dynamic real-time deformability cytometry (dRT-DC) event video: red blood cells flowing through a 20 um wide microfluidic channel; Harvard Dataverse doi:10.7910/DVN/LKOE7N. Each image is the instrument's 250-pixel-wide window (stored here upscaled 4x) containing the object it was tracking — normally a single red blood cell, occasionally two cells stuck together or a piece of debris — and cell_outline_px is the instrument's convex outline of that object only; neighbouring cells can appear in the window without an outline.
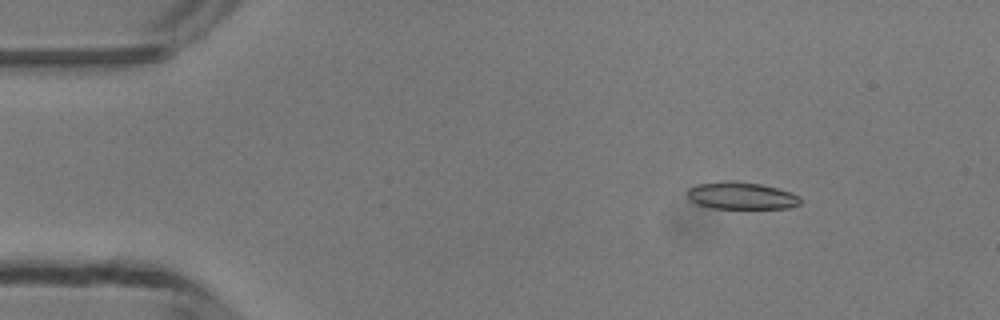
{"species": "common noctule bat (a hibernating species)", "species_latin": "Nyctalus noctula", "temperature_condition": "room temperature", "stored_images_in_passage": 49, "camera_frame_rate_fps": 3000, "um_per_image_px": 0.085, "animal": {"sex": "male", "body_mass_g": 13.3}, "frame": {"image": 1, "passage_image": 7, "time_ms": 2.0, "image_size_px": [1000, 320], "cell_outline_px": [[800, 204], [788, 208], [712, 208], [696, 204], [688, 196], [688, 188], [696, 184], [724, 180], [736, 180], [760, 184], [776, 188], [800, 196]], "centroid_in_image_um": [62.98, 16.62], "position_along_channel_um": 22.0, "area_um2": 17.92}}
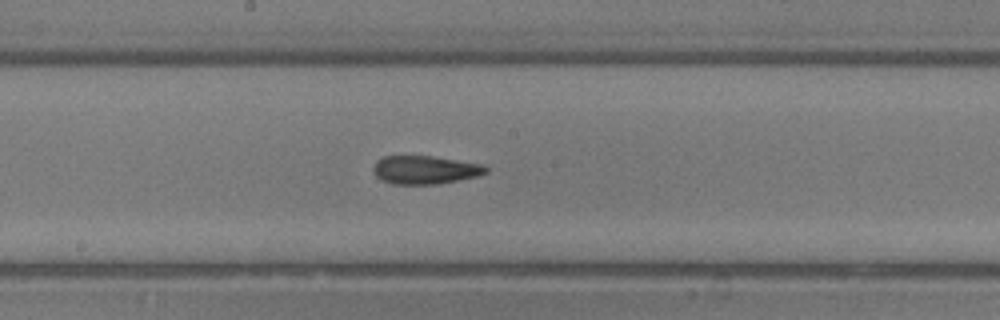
{"frame": {"image": 2, "passage_image": 26, "time_ms": 8.333, "image_size_px": [1000, 320], "cell_outline_px": [[488, 172], [480, 176], [440, 184], [392, 184], [380, 180], [376, 176], [372, 168], [376, 160], [384, 156], [432, 156], [484, 164], [488, 168]], "centroid_in_image_um": [36.15, 14.44], "position_along_channel_um": 212.1, "area_um2": 18.9}}
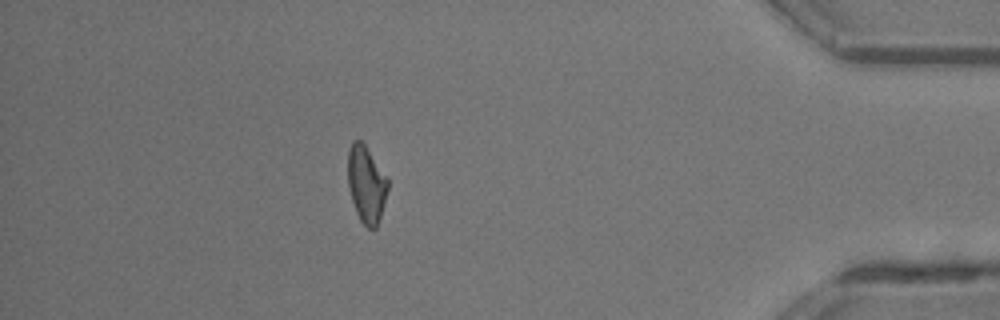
{"frame": {"image": 3, "passage_image": 43, "time_ms": 14.0, "image_size_px": [1000, 320], "cell_outline_px": [[388, 188], [380, 216], [376, 228], [368, 228], [360, 220], [356, 212], [352, 200], [348, 184], [348, 148], [352, 140], [360, 140], [364, 144], [388, 180]], "centroid_in_image_um": [31.11, 15.65], "position_along_channel_um": 404.1, "area_um2": 17.51}, "authors_computed_cell_mechanics": {"area_um2": 18.6694, "velocity_mm_per_s": 4.2474, "shape_relaxation_time_tau1_ms": 9.5797, "shape_relaxation_time_tau2_ms": 2.1636, "deformation_change_tau1": 0.2154, "deformation_change_tau2": 0.1086}}